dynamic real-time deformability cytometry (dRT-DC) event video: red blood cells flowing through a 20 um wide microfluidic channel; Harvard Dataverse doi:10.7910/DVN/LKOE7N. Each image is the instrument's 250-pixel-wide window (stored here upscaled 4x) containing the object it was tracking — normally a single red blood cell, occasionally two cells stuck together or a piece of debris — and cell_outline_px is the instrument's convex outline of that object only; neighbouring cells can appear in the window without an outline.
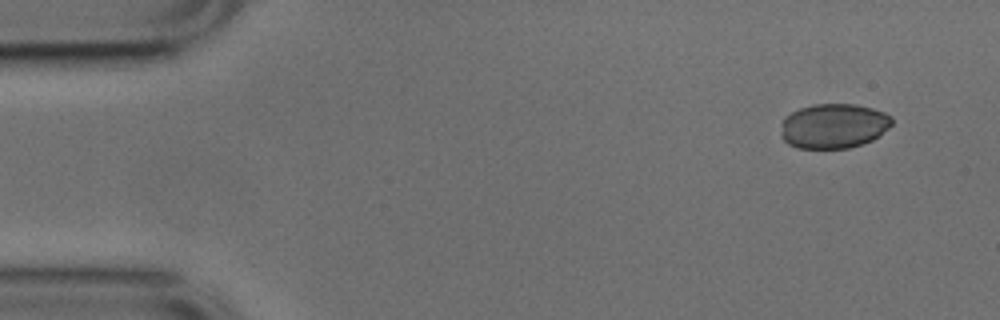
{"species": "common noctule bat (a hibernating species)", "species_latin": "Nyctalus noctula", "temperature_condition": "cold", "stored_images_in_passage": 12, "camera_frame_rate_fps": 3000, "um_per_image_px": 0.085, "animal": {"sex": "male", "body_mass_g": 17.9, "forearm_length_mm": 54.2}, "frame": {"image": 1, "passage_image": 1, "time_ms": 0.0, "image_size_px": [1000, 320], "cell_outline_px": [[892, 124], [888, 128], [872, 140], [848, 148], [796, 148], [788, 144], [780, 136], [780, 124], [784, 116], [800, 108], [816, 104], [856, 104], [872, 108], [884, 112], [892, 116]], "centroid_in_image_um": [70.82, 10.7], "position_along_channel_um": 14.2, "area_um2": 29.13}}
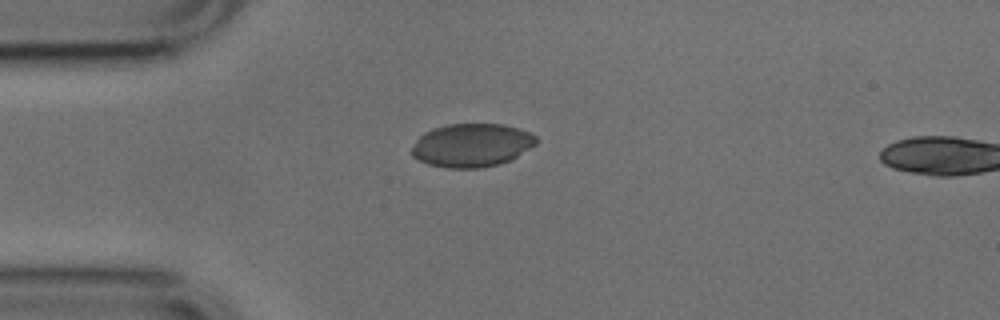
{"frame": {"image": 2, "passage_image": 10, "time_ms": 3.0, "image_size_px": [1000, 320], "cell_outline_px": [[536, 144], [516, 156], [500, 164], [480, 168], [448, 168], [428, 164], [412, 156], [412, 148], [416, 140], [424, 132], [432, 128], [448, 124], [500, 124], [520, 128], [536, 136]], "centroid_in_image_um": [40.07, 12.34], "position_along_channel_um": 44.9, "area_um2": 31.33}}